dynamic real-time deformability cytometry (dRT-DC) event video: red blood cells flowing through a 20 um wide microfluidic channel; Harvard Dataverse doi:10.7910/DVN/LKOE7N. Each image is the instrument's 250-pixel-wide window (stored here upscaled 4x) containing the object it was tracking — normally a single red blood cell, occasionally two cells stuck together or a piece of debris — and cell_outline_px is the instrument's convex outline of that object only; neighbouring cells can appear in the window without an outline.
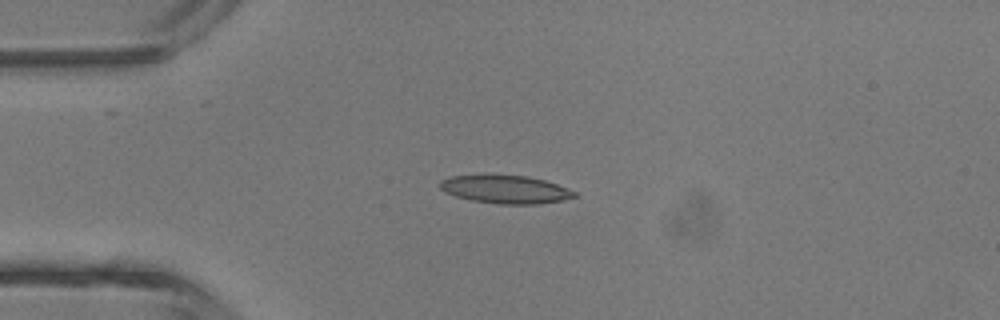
{"species": "common noctule bat (a hibernating species)", "species_latin": "Nyctalus noctula", "temperature_condition": "room temperature", "stored_images_in_passage": 4, "camera_frame_rate_fps": 3000, "um_per_image_px": 0.085, "animal": {"sex": "male", "body_mass_g": 13.3}, "frame": {"image": 1, "passage_image": 3, "time_ms": 3.333, "image_size_px": [1000, 320], "cell_outline_px": [[580, 196], [564, 200], [536, 204], [500, 204], [472, 200], [456, 196], [444, 192], [436, 184], [440, 180], [448, 176], [484, 172], [524, 176], [544, 180], [556, 184], [576, 192]], "centroid_in_image_um": [42.87, 16.05], "position_along_channel_um": 42.1, "area_um2": 22.89}}